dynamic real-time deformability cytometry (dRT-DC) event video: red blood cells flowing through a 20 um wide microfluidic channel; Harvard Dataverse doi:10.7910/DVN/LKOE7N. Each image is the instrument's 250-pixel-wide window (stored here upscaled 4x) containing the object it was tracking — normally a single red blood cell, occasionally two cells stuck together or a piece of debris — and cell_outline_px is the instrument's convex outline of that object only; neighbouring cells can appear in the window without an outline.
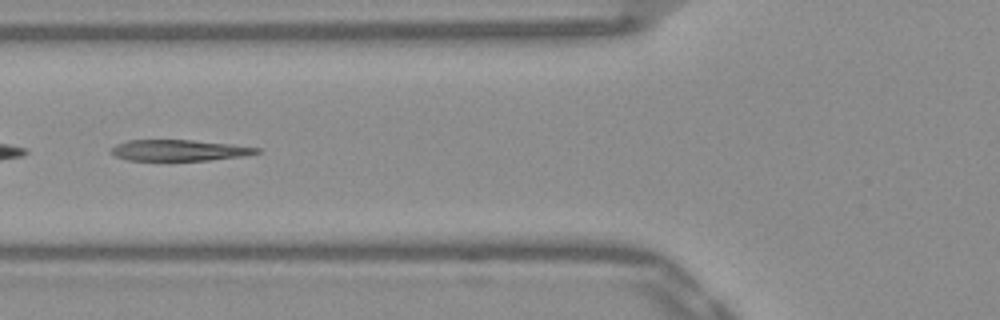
{"species": "Egyptian fruit bat (a non-hibernating species)", "species_latin": "Rousettus aegyptiacus", "temperature_condition": "warm", "stored_images_in_passage": 38, "camera_frame_rate_fps": 3000, "um_per_image_px": 0.085, "frame": {"image": 1, "passage_image": 9, "time_ms": 2.667, "image_size_px": [1000, 320], "cell_outline_px": [[260, 152], [248, 156], [208, 160], [128, 160], [116, 156], [108, 152], [116, 144], [128, 140], [192, 140], [232, 144], [260, 148]], "centroid_in_image_um": [15.25, 12.77], "position_along_channel_um": 110.6, "area_um2": 17.92}}
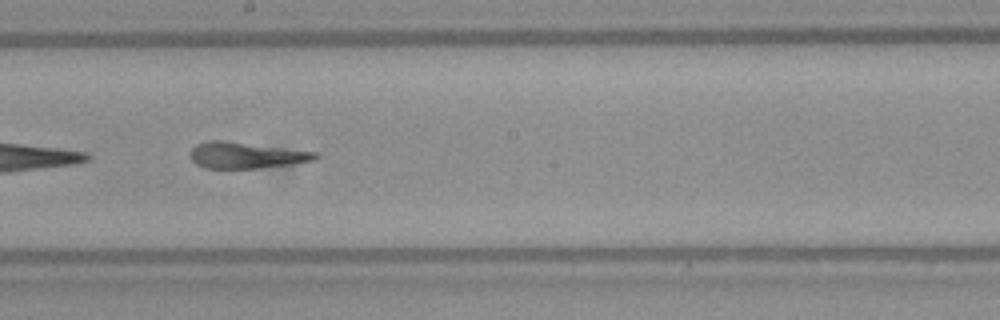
{"frame": {"image": 2, "passage_image": 18, "time_ms": 5.667, "image_size_px": [1000, 320], "cell_outline_px": [[320, 156], [316, 160], [260, 168], [204, 168], [196, 164], [192, 160], [192, 148], [196, 144], [208, 140], [224, 140], [320, 152]], "centroid_in_image_um": [20.96, 13.18], "position_along_channel_um": 227.2, "area_um2": 19.19}}
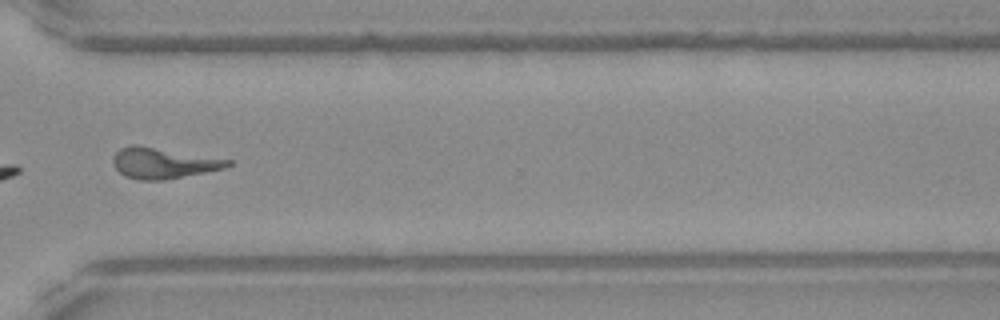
{"frame": {"image": 3, "passage_image": 28, "time_ms": 9.0, "image_size_px": [1000, 320], "cell_outline_px": [[232, 164], [224, 168], [164, 180], [140, 180], [124, 176], [112, 164], [112, 156], [120, 148], [132, 144], [136, 144], [232, 160]], "centroid_in_image_um": [13.83, 13.85], "position_along_channel_um": 356.8, "area_um2": 20.52}}